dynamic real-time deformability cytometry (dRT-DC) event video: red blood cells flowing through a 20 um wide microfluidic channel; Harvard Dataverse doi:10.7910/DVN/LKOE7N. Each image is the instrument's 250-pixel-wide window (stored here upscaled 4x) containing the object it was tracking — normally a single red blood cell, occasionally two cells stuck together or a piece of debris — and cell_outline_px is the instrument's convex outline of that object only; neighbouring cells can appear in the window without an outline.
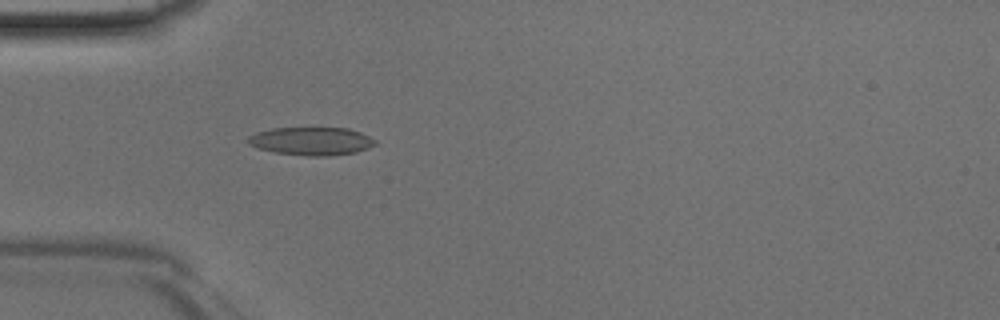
{"species": "Egyptian fruit bat (a non-hibernating species)", "species_latin": "Rousettus aegyptiacus", "temperature_condition": "room temperature", "stored_images_in_passage": 23, "camera_frame_rate_fps": 3000, "um_per_image_px": 0.085, "animal": {"sex": "male"}, "frame": {"image": 1, "passage_image": 4, "time_ms": 1.0, "image_size_px": [1000, 320], "cell_outline_px": [[376, 144], [368, 148], [356, 152], [328, 156], [308, 156], [276, 152], [260, 148], [248, 144], [248, 136], [256, 132], [272, 128], [348, 128], [360, 132], [376, 140]], "centroid_in_image_um": [26.48, 11.99], "position_along_channel_um": 58.5, "area_um2": 20.69}}